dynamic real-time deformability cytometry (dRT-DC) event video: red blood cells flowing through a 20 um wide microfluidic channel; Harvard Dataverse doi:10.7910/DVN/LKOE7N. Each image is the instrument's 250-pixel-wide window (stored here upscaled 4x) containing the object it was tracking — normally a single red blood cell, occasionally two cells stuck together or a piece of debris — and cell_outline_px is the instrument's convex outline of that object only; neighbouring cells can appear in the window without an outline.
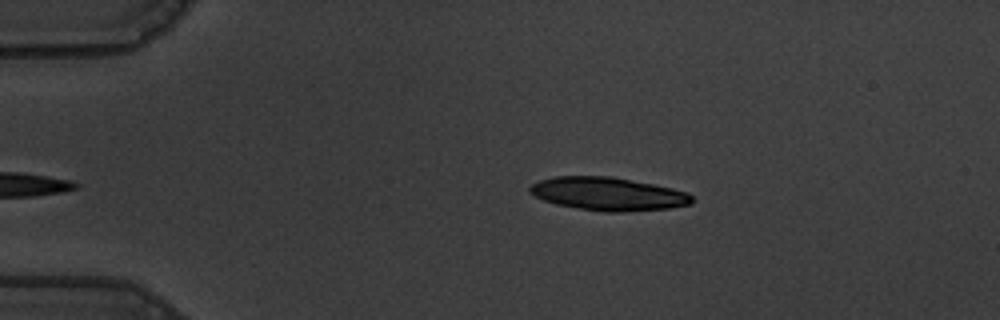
{"species": "common noctule bat (a hibernating species)", "species_latin": "Nyctalus noctula", "temperature_condition": "warm", "stored_images_in_passage": 10, "camera_frame_rate_fps": 3000, "um_per_image_px": 0.085, "animal": {"sex": "male", "body_mass_g": 19.5, "forearm_length_mm": 54.6}, "frame": {"image": 1, "passage_image": 2, "time_ms": 0.333, "image_size_px": [1000, 320], "cell_outline_px": [[692, 204], [668, 208], [620, 212], [604, 212], [556, 204], [544, 200], [528, 192], [528, 188], [532, 184], [540, 180], [556, 176], [612, 176], [672, 188], [688, 192], [692, 196]], "centroid_in_image_um": [51.68, 16.47], "position_along_channel_um": 33.3, "area_um2": 31.21}}